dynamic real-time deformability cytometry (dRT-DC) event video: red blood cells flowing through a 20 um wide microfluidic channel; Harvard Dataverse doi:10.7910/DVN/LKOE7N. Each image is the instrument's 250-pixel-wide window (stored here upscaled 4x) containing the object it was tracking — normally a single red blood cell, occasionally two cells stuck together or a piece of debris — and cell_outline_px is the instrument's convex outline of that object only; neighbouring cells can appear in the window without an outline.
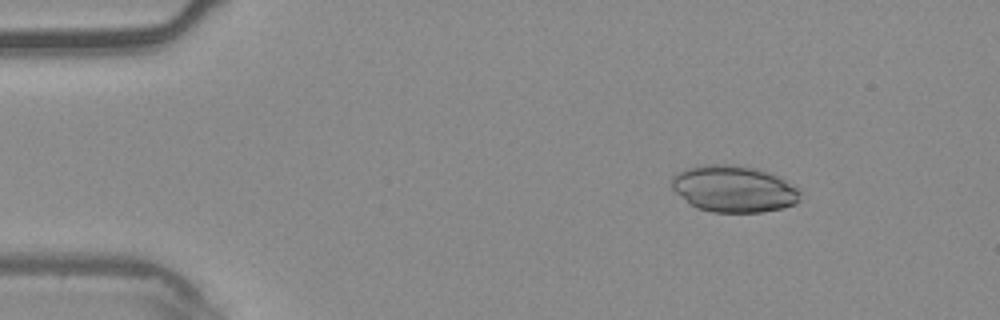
{"species": "common noctule bat (a hibernating species)", "species_latin": "Nyctalus noctula", "temperature_condition": "warm", "stored_images_in_passage": 4, "camera_frame_rate_fps": 3000, "um_per_image_px": 0.085, "animal": {"sex": "male", "body_mass_g": 20.4}, "frame": {"image": 1, "passage_image": 2, "time_ms": 0.333, "image_size_px": [1000, 320], "cell_outline_px": [[800, 200], [796, 204], [780, 208], [760, 212], [712, 212], [696, 208], [676, 192], [672, 188], [672, 176], [676, 172], [700, 164], [732, 164], [752, 168], [776, 176], [784, 180], [796, 188], [800, 192]], "centroid_in_image_um": [62.33, 16.05], "position_along_channel_um": 22.7, "area_um2": 34.56}}